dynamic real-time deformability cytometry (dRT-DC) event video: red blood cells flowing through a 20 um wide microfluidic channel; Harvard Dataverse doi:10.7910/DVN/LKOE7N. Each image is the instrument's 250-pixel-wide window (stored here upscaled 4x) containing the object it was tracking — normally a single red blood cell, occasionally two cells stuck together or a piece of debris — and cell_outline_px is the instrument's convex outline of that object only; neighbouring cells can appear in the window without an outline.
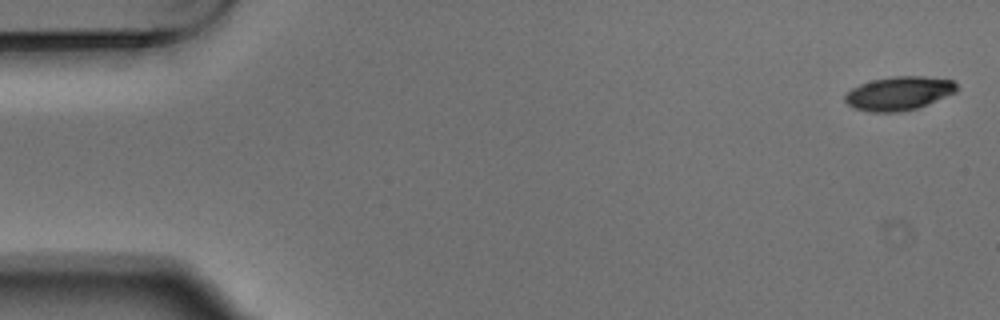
{"species": "Egyptian fruit bat (a non-hibernating species)", "species_latin": "Rousettus aegyptiacus", "temperature_condition": "warm", "stored_images_in_passage": 5, "camera_frame_rate_fps": 3000, "um_per_image_px": 0.085, "animal": {"sex": "male"}, "frame": {"image": 1, "passage_image": 1, "time_ms": 0.0, "image_size_px": [1000, 320], "cell_outline_px": [[956, 92], [916, 108], [900, 112], [872, 112], [856, 108], [848, 104], [844, 100], [844, 96], [852, 88], [860, 84], [872, 80], [892, 76], [924, 76], [952, 80], [956, 84]], "centroid_in_image_um": [76.38, 7.92], "position_along_channel_um": 8.6, "area_um2": 21.68}}
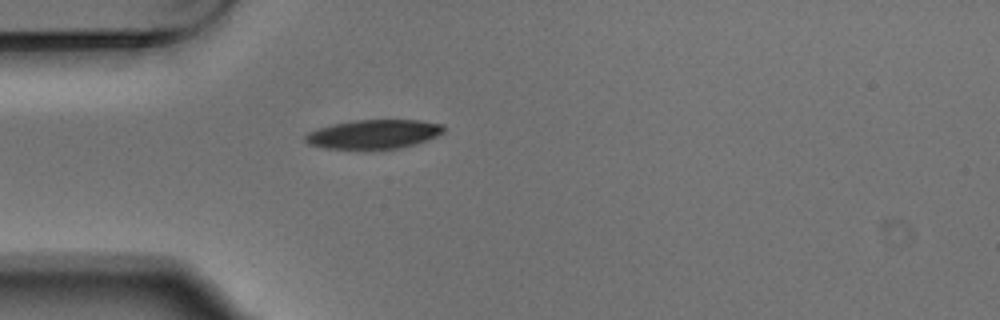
{"frame": {"image": 2, "passage_image": 5, "time_ms": 1.333, "image_size_px": [1000, 320], "cell_outline_px": [[444, 132], [428, 140], [416, 144], [400, 148], [324, 148], [308, 144], [304, 140], [304, 136], [308, 132], [316, 128], [332, 124], [352, 120], [420, 120], [444, 124]], "centroid_in_image_um": [31.76, 11.39], "position_along_channel_um": 53.2, "area_um2": 23.47}}